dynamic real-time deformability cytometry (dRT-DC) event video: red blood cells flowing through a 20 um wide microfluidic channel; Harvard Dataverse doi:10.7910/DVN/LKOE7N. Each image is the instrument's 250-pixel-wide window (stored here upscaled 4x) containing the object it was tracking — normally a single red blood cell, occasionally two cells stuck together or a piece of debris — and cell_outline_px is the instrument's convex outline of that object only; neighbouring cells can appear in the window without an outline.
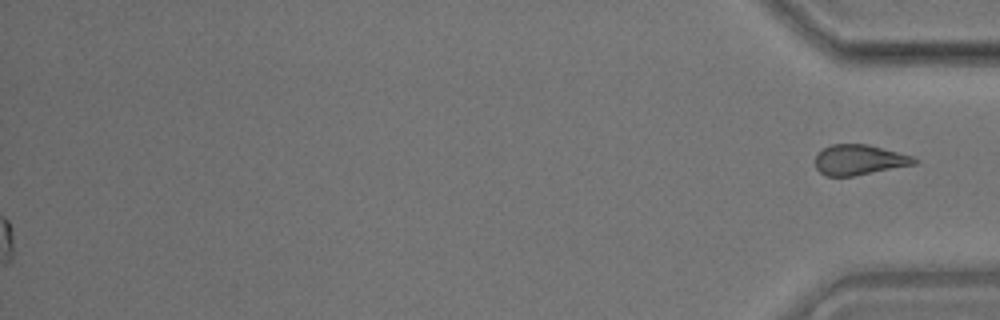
{"species": "common noctule bat (a hibernating species)", "species_latin": "Nyctalus noctula", "temperature_condition": "room temperature", "stored_images_in_passage": 33, "segment_of_instrument_passage": [2, 2], "camera_frame_rate_fps": 3000, "um_per_image_px": 0.085, "animal": {"sex": "male", "body_mass_g": 17.9}, "frame": {"image": 1, "passage_image": 33, "time_ms": 10.667, "image_size_px": [1000, 320], "cell_outline_px": [[920, 160], [916, 164], [852, 176], [824, 176], [816, 168], [816, 156], [824, 148], [832, 144], [868, 144], [912, 156]], "centroid_in_image_um": [73.04, 13.59], "position_along_channel_um": 362.2, "area_um2": 17.34}}